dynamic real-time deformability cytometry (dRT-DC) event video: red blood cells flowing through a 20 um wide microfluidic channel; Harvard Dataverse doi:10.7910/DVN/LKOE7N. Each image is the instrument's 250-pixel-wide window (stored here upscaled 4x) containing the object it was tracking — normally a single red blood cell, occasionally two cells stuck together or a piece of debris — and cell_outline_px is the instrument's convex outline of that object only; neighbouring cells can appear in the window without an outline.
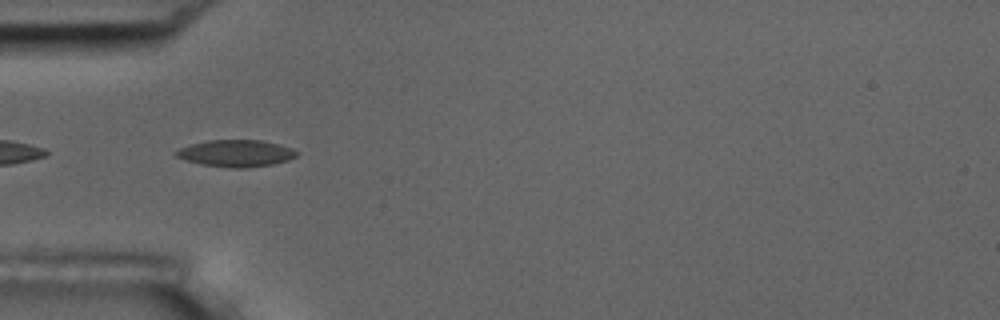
{"species": "common noctule bat (a hibernating species)", "species_latin": "Nyctalus noctula", "temperature_condition": "room temperature", "stored_images_in_passage": 53, "camera_frame_rate_fps": 3000, "um_per_image_px": 0.085, "animal": {"sex": "male", "body_mass_g": 17.5, "forearm_length_mm": 52.3}, "frame": {"image": 1, "passage_image": 16, "time_ms": 5.0, "image_size_px": [1000, 320], "cell_outline_px": [[296, 156], [288, 160], [272, 164], [244, 168], [232, 168], [200, 164], [184, 160], [176, 156], [172, 152], [180, 148], [192, 144], [208, 140], [264, 140], [292, 148], [296, 152]], "centroid_in_image_um": [20.02, 13.03], "position_along_channel_um": 65.0, "area_um2": 18.84}, "authors_computed_cell_mechanics": {"area_um2": 18.1492, "velocity_mm_per_s": 3.752, "shape_relaxation_time_tau1_ms": 9.0475, "shape_relaxation_time_tau2_ms": 1.9878, "deformation_change_tau1": 0.2004, "deformation_change_tau2": 0.0777}}